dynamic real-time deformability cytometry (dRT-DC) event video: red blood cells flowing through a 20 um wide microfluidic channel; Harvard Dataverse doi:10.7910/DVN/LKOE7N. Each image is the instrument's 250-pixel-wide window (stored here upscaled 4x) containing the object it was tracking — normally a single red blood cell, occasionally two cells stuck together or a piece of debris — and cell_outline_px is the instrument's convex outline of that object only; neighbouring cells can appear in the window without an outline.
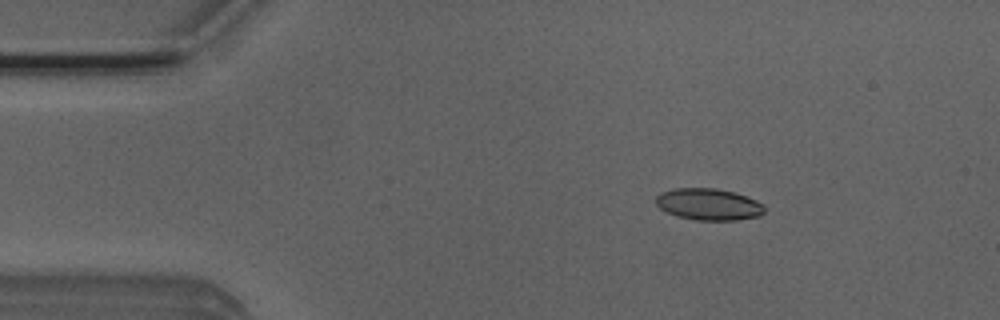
{"species": "Egyptian fruit bat (a non-hibernating species)", "species_latin": "Rousettus aegyptiacus", "temperature_condition": "room temperature", "stored_images_in_passage": 3, "camera_frame_rate_fps": 3000, "um_per_image_px": 0.085, "animal": {"sex": "male"}, "frame": {"image": 1, "passage_image": 1, "time_ms": 0.0, "image_size_px": [1000, 320], "cell_outline_px": [[764, 212], [760, 216], [736, 220], [696, 220], [680, 216], [668, 212], [660, 208], [656, 204], [656, 196], [660, 192], [672, 188], [716, 188], [732, 192], [756, 200], [764, 204]], "centroid_in_image_um": [60.23, 17.36], "position_along_channel_um": 24.8, "area_um2": 19.94}}